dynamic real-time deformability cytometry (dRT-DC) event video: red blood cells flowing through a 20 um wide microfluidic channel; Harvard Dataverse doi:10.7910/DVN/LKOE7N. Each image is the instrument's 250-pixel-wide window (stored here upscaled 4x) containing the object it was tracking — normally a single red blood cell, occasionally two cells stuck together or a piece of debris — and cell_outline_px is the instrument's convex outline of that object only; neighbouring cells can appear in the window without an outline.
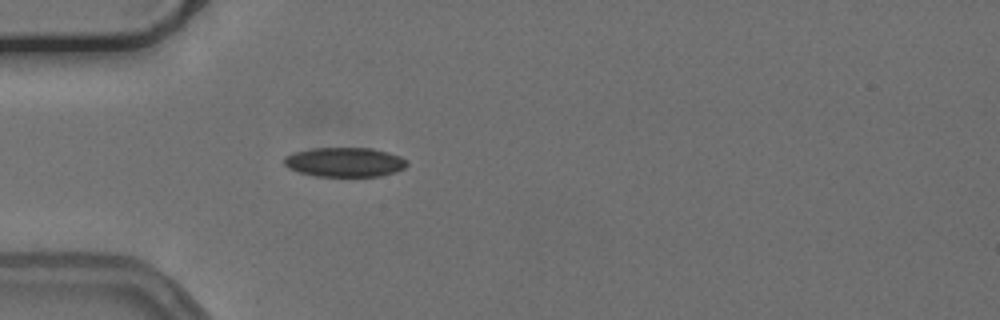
{"species": "common noctule bat (a hibernating species)", "species_latin": "Nyctalus noctula", "temperature_condition": "cold", "stored_images_in_passage": 43, "camera_frame_rate_fps": 3000, "um_per_image_px": 0.085, "animal": {"sex": "female", "body_mass_g": 24.6, "forearm_length_mm": 56.2}, "frame": {"image": 1, "passage_image": 6, "time_ms": 1.667, "image_size_px": [1000, 320], "cell_outline_px": [[408, 164], [404, 168], [396, 172], [380, 176], [316, 176], [300, 172], [288, 168], [284, 164], [284, 156], [296, 152], [312, 148], [372, 148], [388, 152], [400, 156], [408, 160]], "centroid_in_image_um": [29.33, 13.78], "position_along_channel_um": 55.7, "area_um2": 21.1}}
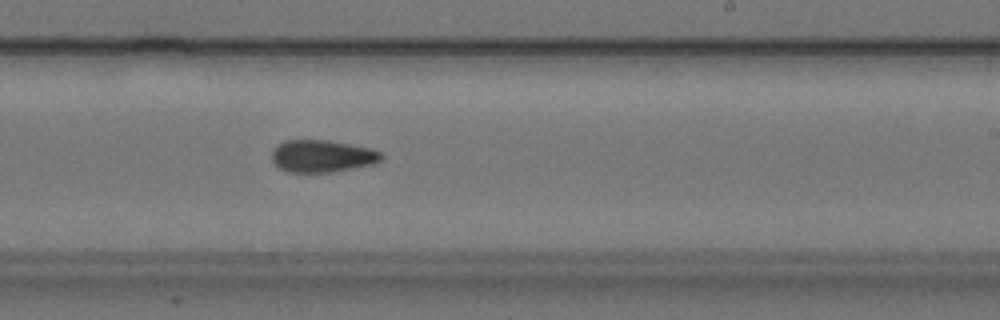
{"frame": {"image": 2, "passage_image": 23, "time_ms": 7.333, "image_size_px": [1000, 320], "cell_outline_px": [[384, 156], [380, 160], [372, 164], [332, 172], [288, 172], [280, 168], [272, 160], [272, 152], [276, 144], [284, 140], [328, 140], [372, 148], [380, 152]], "centroid_in_image_um": [27.37, 13.26], "position_along_channel_um": 261.6, "area_um2": 20.58}}
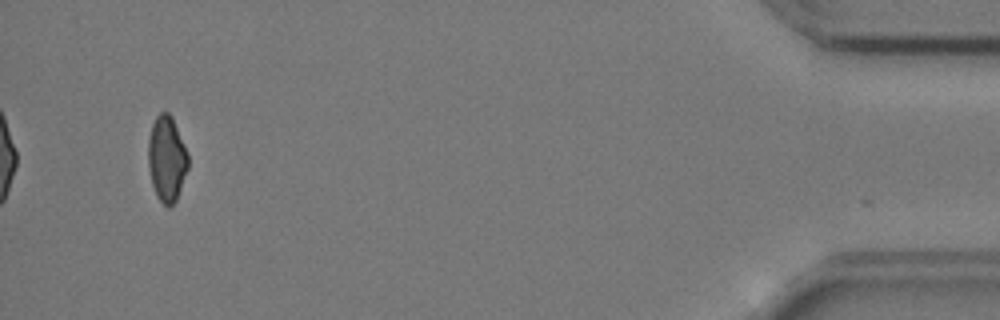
{"frame": {"image": 3, "passage_image": 42, "time_ms": 13.667, "image_size_px": [1000, 320], "cell_outline_px": [[188, 168], [176, 200], [168, 208], [156, 196], [152, 184], [148, 168], [148, 140], [152, 124], [156, 116], [160, 112], [168, 112], [172, 116], [188, 156]], "centroid_in_image_um": [14.15, 13.49], "position_along_channel_um": 421.0, "area_um2": 19.77}, "authors_computed_cell_mechanics": {"area_um2": 20.9236, "velocity_mm_per_s": 3.7513, "shape_relaxation_time_tau1_ms": null, "shape_relaxation_time_tau2_ms": 3.2384, "deformation_change_tau1": null, "deformation_change_tau2": 0.1016}}